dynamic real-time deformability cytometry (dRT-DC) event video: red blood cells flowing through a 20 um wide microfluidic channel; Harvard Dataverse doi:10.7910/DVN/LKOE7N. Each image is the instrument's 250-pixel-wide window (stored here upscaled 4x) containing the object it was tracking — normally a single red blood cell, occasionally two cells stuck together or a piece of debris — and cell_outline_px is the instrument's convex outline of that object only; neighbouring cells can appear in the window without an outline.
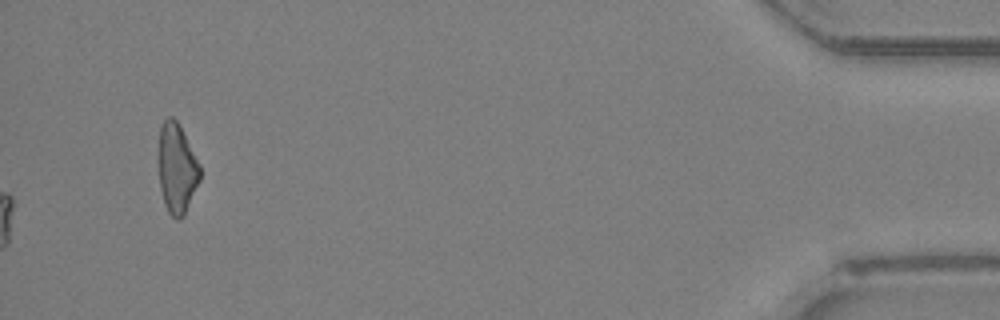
{"species": "Egyptian fruit bat (a non-hibernating species)", "species_latin": "Rousettus aegyptiacus", "temperature_condition": "room temperature", "stored_images_in_passage": 31, "camera_frame_rate_fps": 3000, "um_per_image_px": 0.085, "animal": {"sex": "female"}, "frame": {"image": 1, "passage_image": 31, "time_ms": 10.0, "image_size_px": [1000, 320], "cell_outline_px": [[200, 180], [184, 216], [180, 220], [176, 220], [168, 212], [164, 204], [160, 188], [160, 124], [168, 116], [172, 116], [180, 124], [200, 164]], "centroid_in_image_um": [15.06, 14.32], "position_along_channel_um": 420.1, "area_um2": 21.68}}